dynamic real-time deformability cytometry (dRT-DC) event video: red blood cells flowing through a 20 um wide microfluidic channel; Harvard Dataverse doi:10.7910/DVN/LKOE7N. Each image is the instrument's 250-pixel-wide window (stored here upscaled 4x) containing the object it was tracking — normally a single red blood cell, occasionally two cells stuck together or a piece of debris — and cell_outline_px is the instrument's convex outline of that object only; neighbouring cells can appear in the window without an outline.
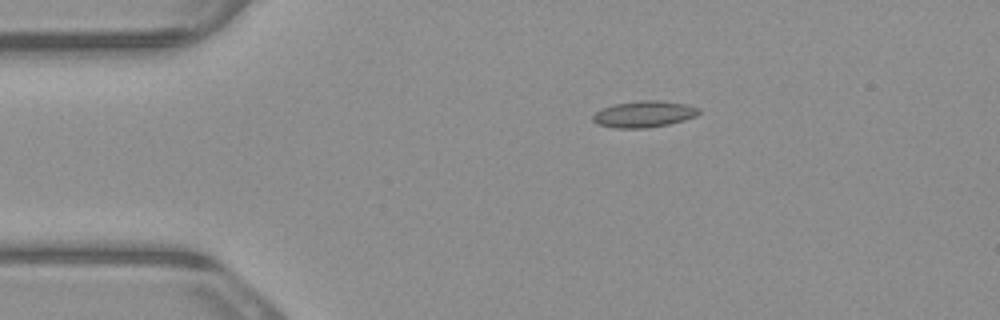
{"species": "common noctule bat (a hibernating species)", "species_latin": "Nyctalus noctula", "temperature_condition": "warm", "stored_images_in_passage": 5, "camera_frame_rate_fps": 3000, "um_per_image_px": 0.085, "animal": {"sex": "male", "body_mass_g": 23.1, "forearm_length_mm": 52.7}, "frame": {"image": 1, "passage_image": 4, "time_ms": 1.0, "image_size_px": [1000, 320], "cell_outline_px": [[700, 112], [696, 116], [684, 120], [668, 124], [648, 128], [616, 128], [596, 124], [592, 120], [592, 116], [596, 112], [604, 108], [616, 104], [640, 100], [660, 100], [688, 104], [700, 108]], "centroid_in_image_um": [54.77, 9.7], "position_along_channel_um": 30.2, "area_um2": 16.36}}